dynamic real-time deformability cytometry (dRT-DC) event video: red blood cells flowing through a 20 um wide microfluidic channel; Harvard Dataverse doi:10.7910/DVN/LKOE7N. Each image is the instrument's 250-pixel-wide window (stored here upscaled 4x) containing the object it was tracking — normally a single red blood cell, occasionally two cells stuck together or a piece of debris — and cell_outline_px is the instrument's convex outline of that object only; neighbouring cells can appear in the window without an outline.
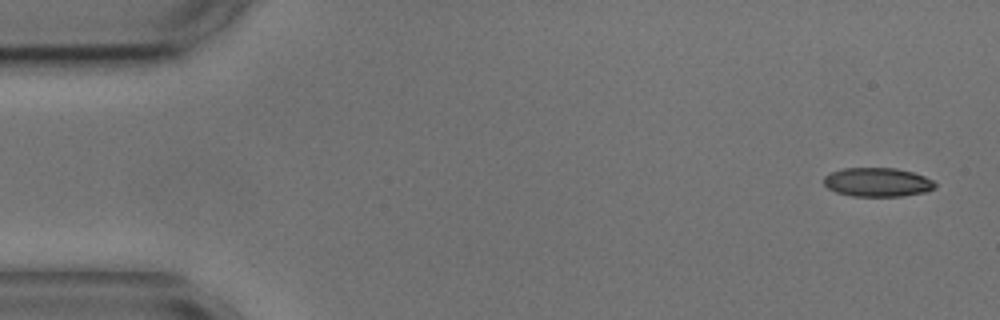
{"species": "common noctule bat (a hibernating species)", "species_latin": "Nyctalus noctula", "temperature_condition": "cold", "stored_images_in_passage": 4, "camera_frame_rate_fps": 3000, "um_per_image_px": 0.085, "animal": {"sex": "male", "body_mass_g": 17.9, "forearm_length_mm": 54.2}, "frame": {"image": 1, "passage_image": 1, "time_ms": 0.0, "image_size_px": [1000, 320], "cell_outline_px": [[936, 188], [924, 192], [900, 196], [852, 196], [836, 192], [828, 188], [824, 184], [824, 176], [832, 172], [844, 168], [896, 168], [912, 172], [924, 176], [932, 180], [936, 184]], "centroid_in_image_um": [74.58, 15.48], "position_along_channel_um": 10.4, "area_um2": 18.67}}
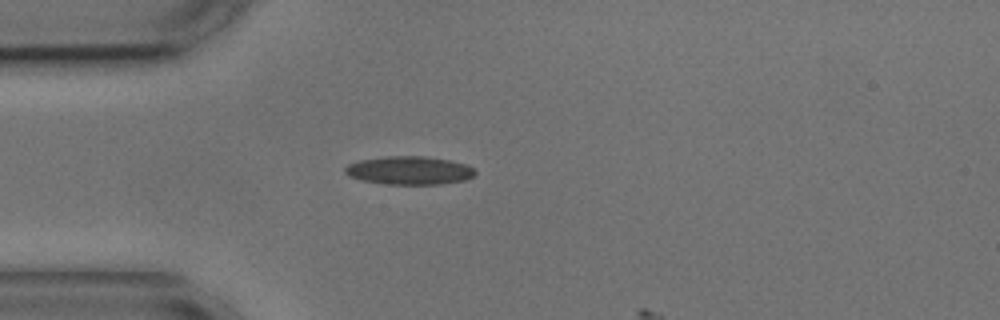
{"frame": {"image": 2, "passage_image": 4, "time_ms": 4.0, "image_size_px": [1000, 320], "cell_outline_px": [[476, 172], [472, 176], [464, 180], [440, 184], [388, 184], [364, 180], [348, 176], [344, 172], [344, 168], [348, 164], [360, 160], [384, 156], [424, 156], [448, 160], [464, 164], [472, 168]], "centroid_in_image_um": [34.75, 14.48], "position_along_channel_um": 50.2, "area_um2": 21.21}}